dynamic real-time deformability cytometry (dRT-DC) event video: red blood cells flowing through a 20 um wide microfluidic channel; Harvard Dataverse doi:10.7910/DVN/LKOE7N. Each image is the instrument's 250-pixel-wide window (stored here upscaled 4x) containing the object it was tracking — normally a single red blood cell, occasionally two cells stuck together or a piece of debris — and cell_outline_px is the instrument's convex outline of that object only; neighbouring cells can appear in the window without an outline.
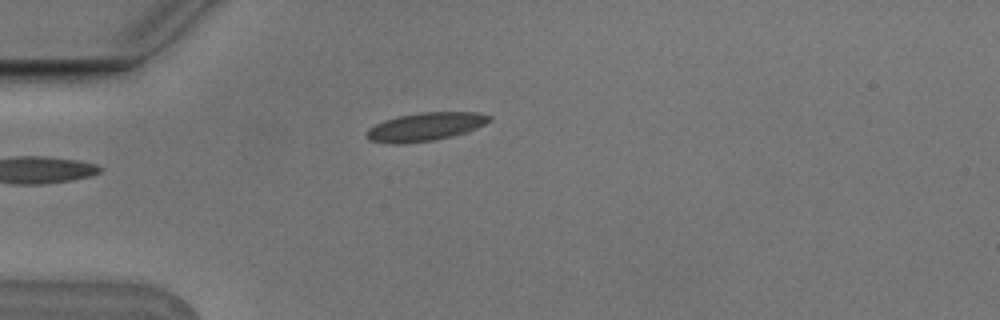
{"species": "Egyptian fruit bat (a non-hibernating species)", "species_latin": "Rousettus aegyptiacus", "temperature_condition": "cold", "stored_images_in_passage": 1, "camera_frame_rate_fps": 3000, "um_per_image_px": 0.085, "animal": {"sex": "male"}, "frame": {"image": 1, "passage_image": 1, "time_ms": 0.0, "image_size_px": [1000, 320], "cell_outline_px": [[492, 120], [468, 132], [452, 136], [432, 140], [404, 144], [388, 144], [368, 140], [364, 136], [364, 132], [368, 128], [384, 120], [400, 116], [420, 112], [476, 112], [492, 116]], "centroid_in_image_um": [36.11, 10.78], "position_along_channel_um": 48.9, "area_um2": 20.46}}